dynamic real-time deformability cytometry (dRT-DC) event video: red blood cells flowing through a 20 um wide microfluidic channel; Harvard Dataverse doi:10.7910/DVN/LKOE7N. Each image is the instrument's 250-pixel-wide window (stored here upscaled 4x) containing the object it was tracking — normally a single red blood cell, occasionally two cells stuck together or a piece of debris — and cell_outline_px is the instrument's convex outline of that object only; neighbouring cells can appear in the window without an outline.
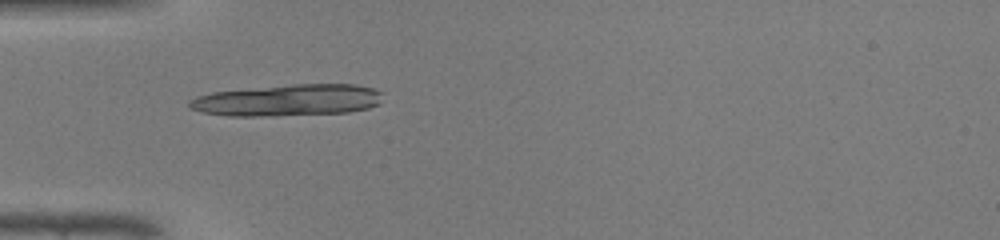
{"species": "common noctule bat (a hibernating species)", "species_latin": "Nyctalus noctula", "temperature_condition": "warm", "stored_images_in_passage": 33, "camera_frame_rate_fps": 3000, "um_per_image_px": 0.085, "animal": {"sex": "male", "body_mass_g": 19.0, "forearm_length_mm": 50.8}, "frame": {"image": 1, "passage_image": 1, "time_ms": 0.0, "image_size_px": [1000, 240], "cell_outline_px": [[384, 92], [380, 104], [368, 108], [348, 112], [260, 116], [228, 116], [204, 112], [188, 108], [188, 100], [196, 96], [212, 92], [292, 84], [356, 84], [372, 88]], "centroid_in_image_um": [24.48, 8.51], "position_along_channel_um": 60.5, "area_um2": 35.72}}
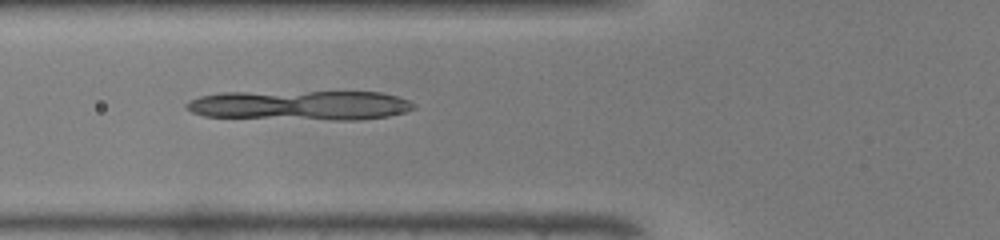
{"frame": {"image": 2, "passage_image": 4, "time_ms": 1.0, "image_size_px": [1000, 240], "cell_outline_px": [[416, 108], [404, 112], [388, 116], [360, 120], [332, 120], [204, 116], [192, 112], [184, 104], [188, 100], [200, 96], [220, 92], [380, 92], [396, 96], [408, 100], [416, 104]], "centroid_in_image_um": [25.52, 8.95], "position_along_channel_um": 100.3, "area_um2": 39.48}}
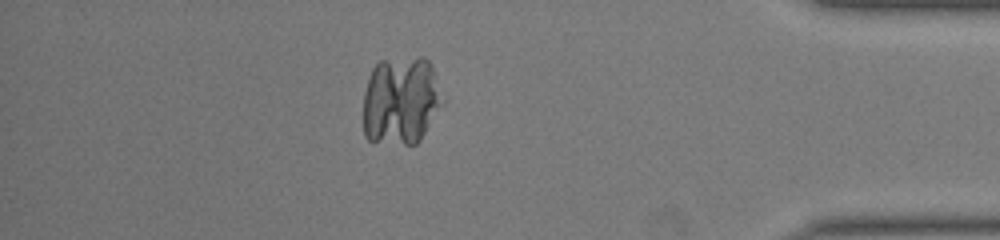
{"frame": {"image": 3, "passage_image": 27, "time_ms": 8.667, "image_size_px": [1000, 240], "cell_outline_px": [[444, 100], [420, 140], [416, 144], [372, 144], [364, 136], [364, 92], [368, 76], [372, 68], [380, 60], [420, 56], [424, 56], [432, 64]], "centroid_in_image_um": [34.05, 8.55], "position_along_channel_um": 401.2, "area_um2": 41.62}}